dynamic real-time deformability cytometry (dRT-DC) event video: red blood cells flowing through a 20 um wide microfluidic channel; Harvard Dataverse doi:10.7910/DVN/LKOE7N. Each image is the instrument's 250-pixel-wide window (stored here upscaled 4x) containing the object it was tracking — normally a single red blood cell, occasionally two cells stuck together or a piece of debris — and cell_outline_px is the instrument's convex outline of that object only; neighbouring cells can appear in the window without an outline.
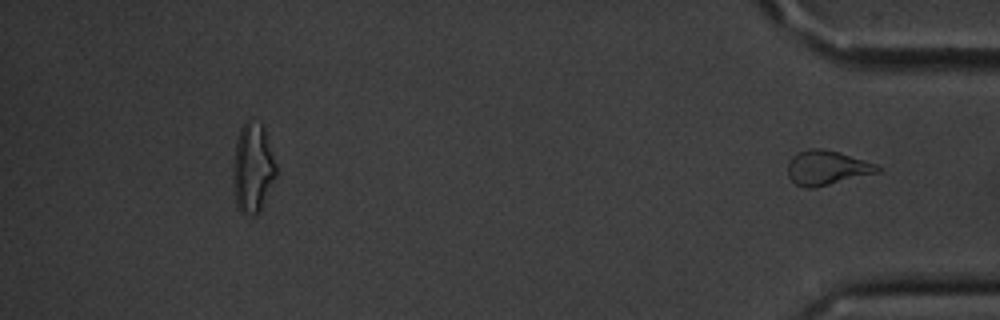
{"species": "common noctule bat (a hibernating species)", "species_latin": "Nyctalus noctula", "temperature_condition": "cold", "stored_images_in_passage": 51, "segment_of_instrument_passage": [2, 2], "camera_frame_rate_fps": 3000, "um_per_image_px": 0.085, "animal": {"sex": "male", "body_mass_g": 20.1, "forearm_length_mm": 53.5}, "frame": {"image": 1, "passage_image": 51, "time_ms": 16.667, "image_size_px": [1000, 320], "cell_outline_px": [[880, 172], [812, 188], [804, 188], [796, 184], [788, 176], [788, 160], [796, 152], [808, 148], [824, 148], [864, 160], [876, 164], [880, 168]], "centroid_in_image_um": [70.24, 14.25], "position_along_channel_um": 365.0, "area_um2": 17.98}}